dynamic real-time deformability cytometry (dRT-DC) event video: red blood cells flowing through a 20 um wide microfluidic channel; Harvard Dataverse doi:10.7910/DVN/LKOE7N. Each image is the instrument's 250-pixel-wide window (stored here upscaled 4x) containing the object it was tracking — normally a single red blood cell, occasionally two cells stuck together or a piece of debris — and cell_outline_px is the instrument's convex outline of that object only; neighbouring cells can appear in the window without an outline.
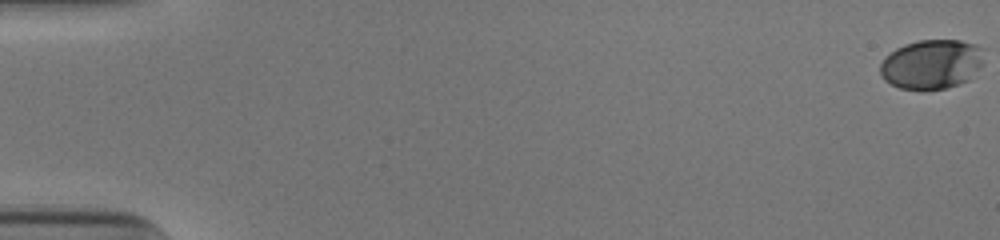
{"species": "human", "species_latin": "Homo sapiens", "temperature_condition": "cold", "stored_images_in_passage": 54, "camera_frame_rate_fps": 3000, "um_per_image_px": 0.085, "donor": {"sex": "male"}, "frame": {"image": 1, "passage_image": 1, "time_ms": 0.0, "image_size_px": [1000, 240], "cell_outline_px": [[984, 48], [980, 64], [968, 80], [960, 84], [944, 88], [920, 92], [900, 88], [884, 80], [880, 72], [880, 64], [896, 48], [904, 44], [916, 40], [960, 40], [976, 44]], "centroid_in_image_um": [79.17, 5.47], "position_along_channel_um": 5.8, "area_um2": 30.06}}
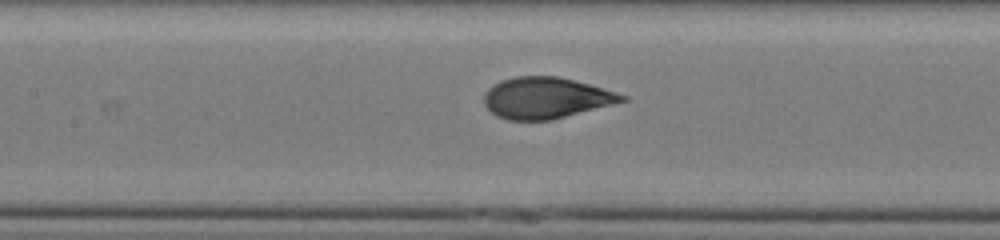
{"frame": {"image": 2, "passage_image": 27, "time_ms": 8.667, "image_size_px": [1000, 240], "cell_outline_px": [[628, 100], [552, 120], [508, 120], [496, 116], [484, 104], [484, 92], [488, 88], [500, 80], [516, 76], [556, 76], [588, 84], [616, 92], [628, 96]], "centroid_in_image_um": [46.38, 8.32], "position_along_channel_um": 161.0, "area_um2": 33.0}}
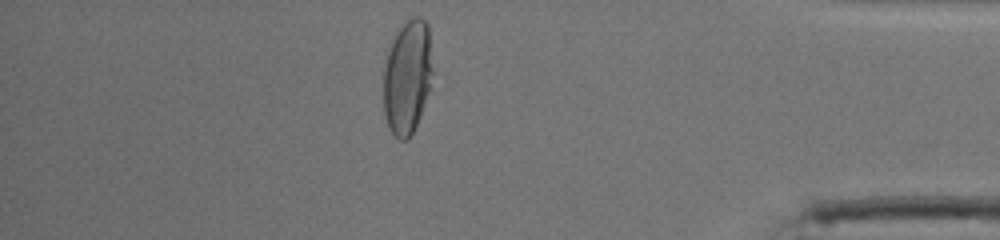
{"frame": {"image": 3, "passage_image": 48, "time_ms": 15.667, "image_size_px": [1000, 240], "cell_outline_px": [[432, 72], [428, 92], [420, 116], [408, 140], [400, 140], [392, 132], [384, 116], [384, 68], [392, 36], [400, 24], [412, 16], [420, 16], [428, 24], [432, 68]], "centroid_in_image_um": [34.61, 6.48], "position_along_channel_um": 400.6, "area_um2": 32.71}, "authors_computed_cell_mechanics": {"area_um2": 33.4084, "velocity_mm_per_s": 3.9057, "shape_relaxation_time_tau1_ms": 5.1619, "shape_relaxation_time_tau2_ms": null, "deformation_change_tau1": 0.1962, "deformation_change_tau2": null}}